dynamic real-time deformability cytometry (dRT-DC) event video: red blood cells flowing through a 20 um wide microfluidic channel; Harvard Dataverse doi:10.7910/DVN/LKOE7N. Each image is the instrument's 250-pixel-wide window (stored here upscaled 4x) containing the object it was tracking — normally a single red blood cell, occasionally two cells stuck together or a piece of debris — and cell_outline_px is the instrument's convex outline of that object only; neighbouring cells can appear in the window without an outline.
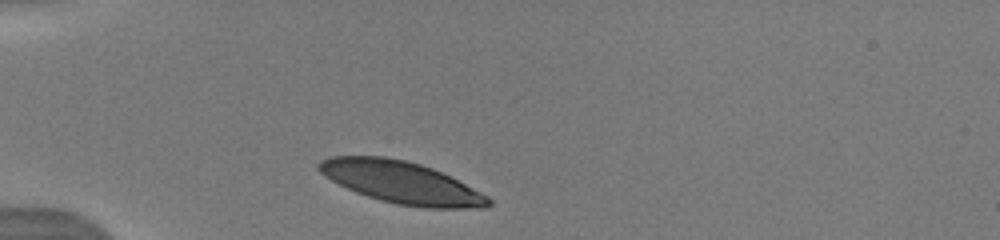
{"species": "human", "species_latin": "Homo sapiens", "temperature_condition": "warm", "stored_images_in_passage": 13, "camera_frame_rate_fps": 3000, "um_per_image_px": 0.085, "donor": {"sex": "male"}, "frame": {"image": 1, "passage_image": 1, "time_ms": 0.0, "image_size_px": [1000, 240], "cell_outline_px": [[492, 204], [484, 208], [424, 208], [396, 204], [380, 200], [356, 192], [324, 176], [316, 168], [316, 164], [320, 160], [328, 156], [384, 156], [404, 160], [420, 164], [432, 168], [488, 196], [492, 200]], "centroid_in_image_um": [34.08, 15.5], "position_along_channel_um": 50.9, "area_um2": 41.33}}
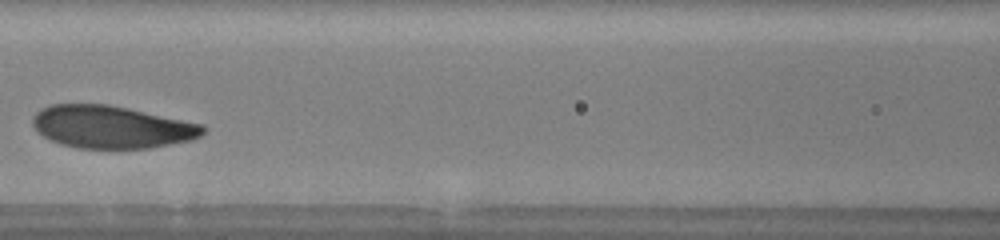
{"frame": {"image": 2, "passage_image": 6, "time_ms": 3.333, "image_size_px": [1000, 240], "cell_outline_px": [[208, 128], [200, 136], [192, 140], [148, 148], [76, 148], [60, 144], [48, 140], [36, 132], [32, 124], [32, 116], [40, 108], [52, 104], [108, 104], [128, 108], [204, 124]], "centroid_in_image_um": [9.45, 10.79], "position_along_channel_um": 157.2, "area_um2": 42.66}}
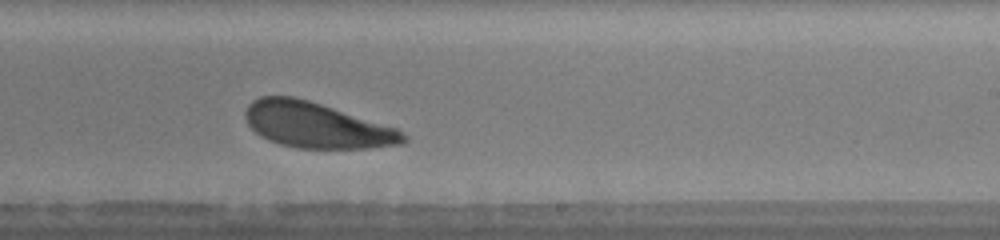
{"frame": {"image": 3, "passage_image": 10, "time_ms": 6.0, "image_size_px": [1000, 240], "cell_outline_px": [[408, 140], [404, 144], [368, 148], [300, 148], [280, 144], [268, 140], [260, 136], [248, 124], [244, 116], [244, 112], [248, 104], [252, 100], [260, 96], [292, 96], [308, 100], [396, 128], [408, 136]], "centroid_in_image_um": [26.88, 10.64], "position_along_channel_um": 262.1, "area_um2": 41.73}}